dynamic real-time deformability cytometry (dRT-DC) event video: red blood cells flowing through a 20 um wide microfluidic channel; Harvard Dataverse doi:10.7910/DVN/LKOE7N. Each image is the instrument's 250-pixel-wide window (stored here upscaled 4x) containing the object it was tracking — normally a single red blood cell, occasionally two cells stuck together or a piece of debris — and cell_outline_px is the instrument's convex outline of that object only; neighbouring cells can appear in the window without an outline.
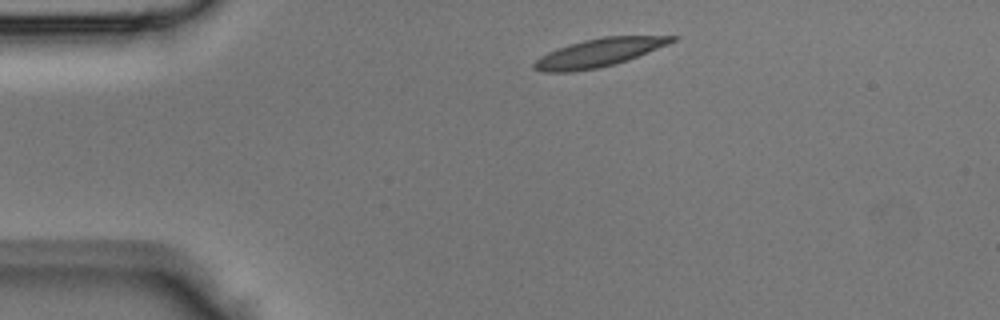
{"species": "Egyptian fruit bat (a non-hibernating species)", "species_latin": "Rousettus aegyptiacus", "temperature_condition": "room temperature", "stored_images_in_passage": 36, "camera_frame_rate_fps": 3000, "um_per_image_px": 0.085, "animal": {"sex": "male"}, "frame": {"image": 1, "passage_image": 1, "time_ms": 0.0, "image_size_px": [1000, 320], "cell_outline_px": [[680, 36], [676, 40], [668, 44], [628, 60], [600, 68], [572, 72], [540, 72], [532, 68], [532, 64], [540, 56], [548, 52], [568, 44], [584, 40], [604, 36]], "centroid_in_image_um": [50.86, 4.49], "position_along_channel_um": 34.1, "area_um2": 22.72}}
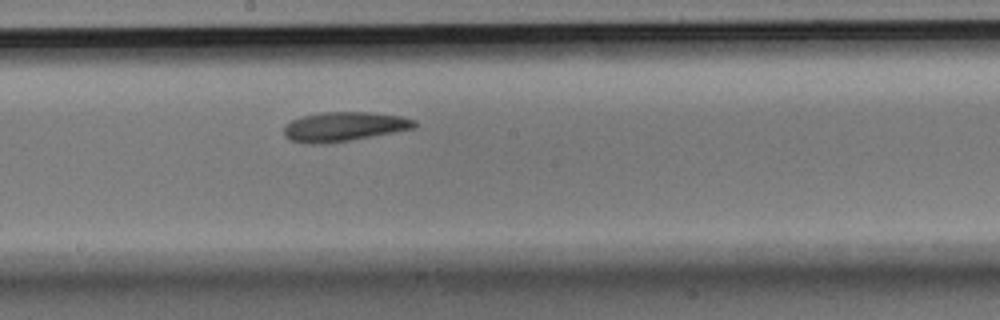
{"frame": {"image": 2, "passage_image": 16, "time_ms": 5.0, "image_size_px": [1000, 320], "cell_outline_px": [[416, 128], [352, 140], [324, 144], [308, 144], [292, 140], [284, 136], [284, 128], [292, 120], [300, 116], [324, 112], [368, 112], [400, 116], [416, 120]], "centroid_in_image_um": [29.25, 10.77], "position_along_channel_um": 219.0, "area_um2": 22.37}}
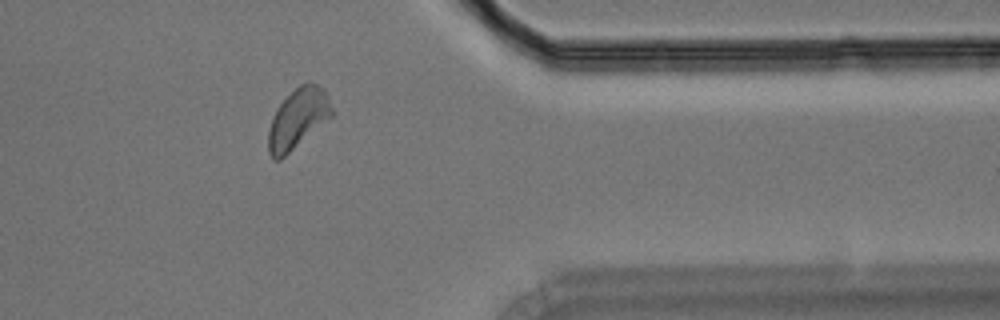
{"frame": {"image": 3, "passage_image": 28, "time_ms": 9.0, "image_size_px": [1000, 320], "cell_outline_px": [[336, 112], [332, 116], [280, 160], [272, 160], [268, 152], [268, 132], [272, 116], [276, 108], [300, 84], [308, 80], [312, 80], [324, 88]], "centroid_in_image_um": [25.34, 10.05], "position_along_channel_um": 386.1, "area_um2": 22.43}}